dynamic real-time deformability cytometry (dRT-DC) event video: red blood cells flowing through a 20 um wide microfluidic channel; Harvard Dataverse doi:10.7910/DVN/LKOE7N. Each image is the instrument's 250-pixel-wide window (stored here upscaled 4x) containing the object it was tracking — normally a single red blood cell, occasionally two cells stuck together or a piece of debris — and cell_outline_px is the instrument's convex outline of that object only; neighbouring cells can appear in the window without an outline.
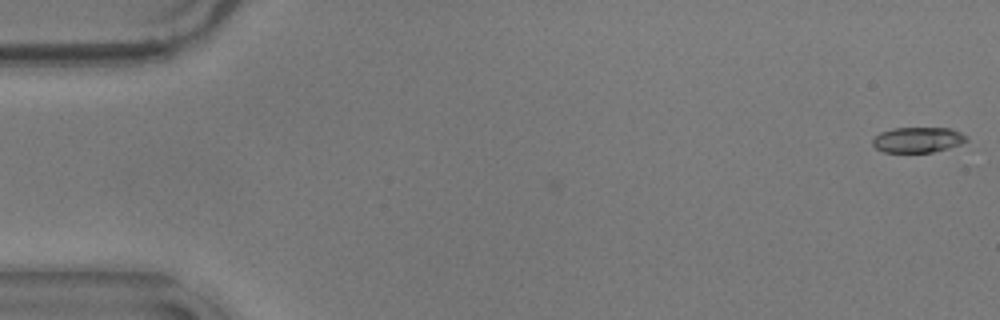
{"species": "common noctule bat (a hibernating species)", "species_latin": "Nyctalus noctula", "temperature_condition": "warm", "stored_images_in_passage": 18, "camera_frame_rate_fps": 3000, "um_per_image_px": 0.085, "animal": {"sex": "male", "body_mass_g": 17.9}, "frame": {"image": 1, "passage_image": 1, "time_ms": 0.0, "image_size_px": [1000, 320], "cell_outline_px": [[968, 140], [960, 144], [948, 148], [932, 152], [884, 152], [876, 148], [872, 144], [872, 140], [880, 132], [892, 128], [948, 128], [960, 132], [968, 136]], "centroid_in_image_um": [78.01, 11.88], "position_along_channel_um": 7.0, "area_um2": 13.87}}
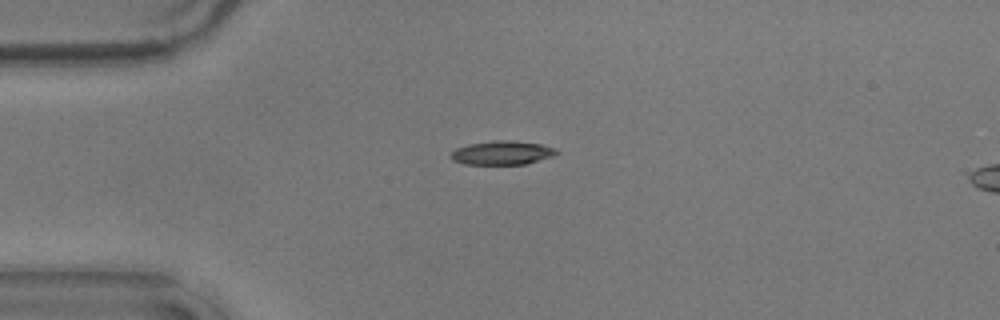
{"frame": {"image": 2, "passage_image": 14, "time_ms": 4.333, "image_size_px": [1000, 320], "cell_outline_px": [[560, 152], [552, 156], [524, 164], [464, 164], [452, 160], [448, 156], [456, 148], [468, 144], [496, 140], [504, 140], [540, 144], [556, 148]], "centroid_in_image_um": [42.64, 12.99], "position_along_channel_um": 42.4, "area_um2": 14.57}}